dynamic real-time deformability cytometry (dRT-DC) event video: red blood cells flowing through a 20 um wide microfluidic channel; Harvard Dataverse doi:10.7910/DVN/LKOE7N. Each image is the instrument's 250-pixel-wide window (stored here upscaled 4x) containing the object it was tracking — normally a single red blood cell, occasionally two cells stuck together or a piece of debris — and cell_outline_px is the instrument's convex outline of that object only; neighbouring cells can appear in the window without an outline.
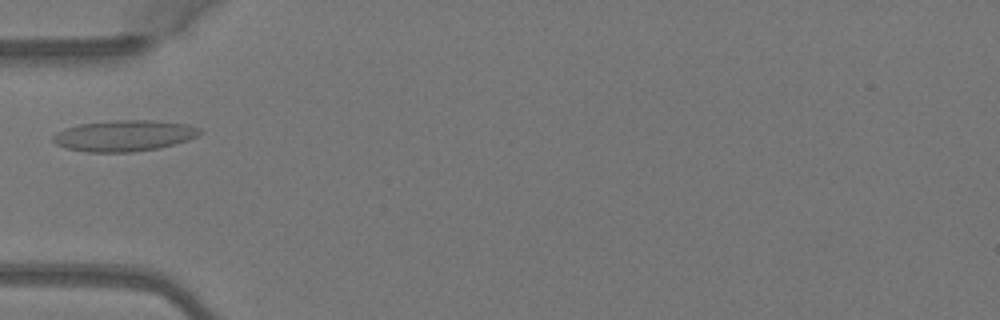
{"species": "Egyptian fruit bat (a non-hibernating species)", "species_latin": "Rousettus aegyptiacus", "temperature_condition": "warm", "stored_images_in_passage": 4, "camera_frame_rate_fps": 3000, "um_per_image_px": 0.085, "animal": {"sex": "female"}, "frame": {"image": 1, "passage_image": 4, "time_ms": 1.0, "image_size_px": [1000, 320], "cell_outline_px": [[200, 132], [196, 136], [188, 140], [160, 148], [132, 152], [88, 152], [64, 148], [56, 144], [52, 140], [52, 136], [56, 132], [64, 128], [80, 124], [116, 120], [152, 120], [188, 124], [200, 128]], "centroid_in_image_um": [10.52, 11.54], "position_along_channel_um": 74.5, "area_um2": 26.65}}